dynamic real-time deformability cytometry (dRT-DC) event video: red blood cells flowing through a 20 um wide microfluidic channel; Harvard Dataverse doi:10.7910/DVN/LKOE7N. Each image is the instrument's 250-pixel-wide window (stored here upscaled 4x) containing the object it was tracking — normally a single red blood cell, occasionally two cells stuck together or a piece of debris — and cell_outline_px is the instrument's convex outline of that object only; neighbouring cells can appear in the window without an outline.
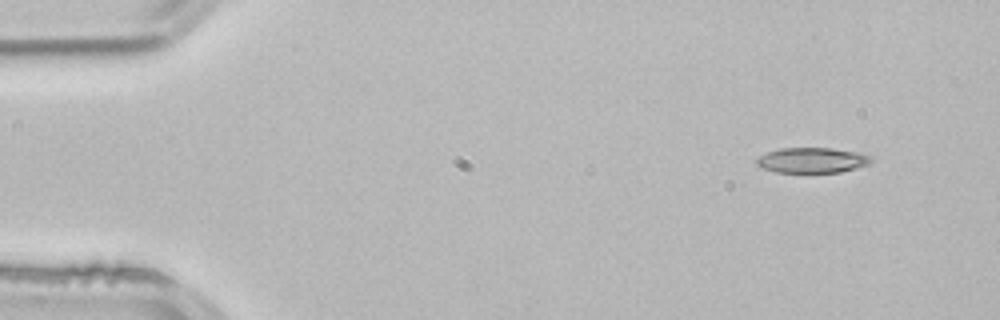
{"species": "common noctule bat (a hibernating species)", "species_latin": "Nyctalus noctula", "temperature_condition": "room temperature", "stored_images_in_passage": 4, "segment_of_instrument_passage": [1, 2], "camera_frame_rate_fps": 3000, "um_per_image_px": 0.085, "animal": {"sex": "male", "body_mass_g": 21.5, "forearm_length_mm": 52.0}, "frame": {"image": 1, "passage_image": 1, "time_ms": 0.0, "image_size_px": [1000, 320], "cell_outline_px": [[876, 160], [872, 164], [840, 172], [776, 172], [764, 168], [756, 164], [756, 160], [760, 156], [768, 152], [780, 148], [832, 148], [860, 152], [872, 156]], "centroid_in_image_um": [69.13, 13.61], "position_along_channel_um": 15.9, "area_um2": 17.05}}
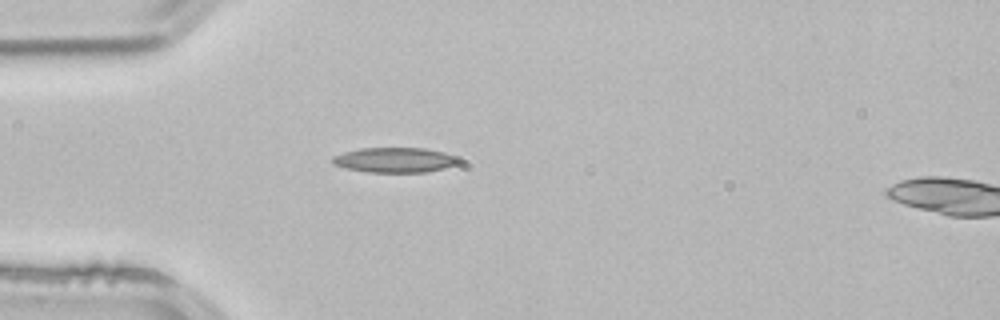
{"frame": {"image": 2, "passage_image": 3, "time_ms": 0.667, "image_size_px": [1000, 320], "cell_outline_px": [[460, 160], [456, 164], [444, 168], [424, 172], [368, 172], [344, 168], [332, 164], [332, 156], [344, 152], [360, 148], [424, 148], [444, 152], [456, 156]], "centroid_in_image_um": [33.52, 13.59], "position_along_channel_um": 51.5, "area_um2": 18.38}}